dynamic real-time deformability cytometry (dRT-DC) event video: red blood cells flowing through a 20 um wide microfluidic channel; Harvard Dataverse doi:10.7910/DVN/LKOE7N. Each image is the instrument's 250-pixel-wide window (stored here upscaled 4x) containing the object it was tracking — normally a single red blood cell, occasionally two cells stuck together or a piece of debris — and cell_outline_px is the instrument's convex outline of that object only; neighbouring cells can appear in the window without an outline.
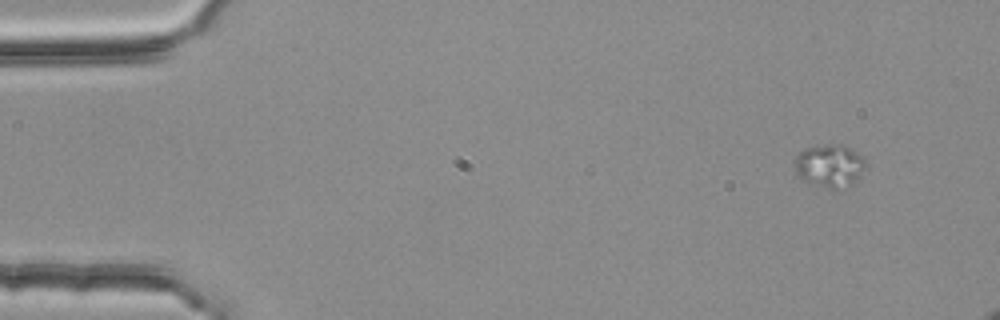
{"species": "common noctule bat (a hibernating species)", "species_latin": "Nyctalus noctula", "temperature_condition": "room temperature", "stored_images_in_passage": 5, "camera_frame_rate_fps": 3000, "um_per_image_px": 0.085, "animal": {"sex": "female", "body_mass_g": 25.1}, "frame": {"image": 1, "passage_image": 1, "time_ms": 0.0, "image_size_px": [1000, 320], "cell_outline_px": [[864, 164], [860, 176], [856, 180], [840, 192], [800, 180], [792, 164], [796, 156], [804, 148], [824, 144], [840, 144], [852, 148], [864, 160]], "centroid_in_image_um": [70.46, 14.11], "position_along_channel_um": 14.5, "area_um2": 18.09}}